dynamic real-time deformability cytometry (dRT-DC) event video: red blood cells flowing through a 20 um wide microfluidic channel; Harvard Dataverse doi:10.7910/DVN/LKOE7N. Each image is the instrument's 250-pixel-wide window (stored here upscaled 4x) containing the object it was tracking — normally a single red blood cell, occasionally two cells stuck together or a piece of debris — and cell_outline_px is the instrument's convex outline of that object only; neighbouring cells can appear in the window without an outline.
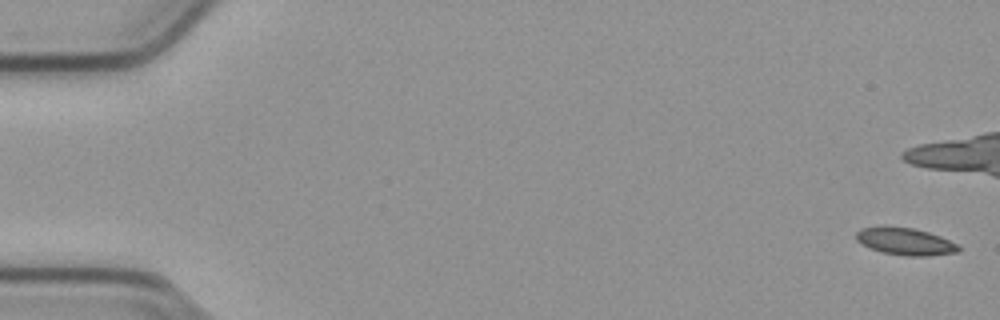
{"species": "common noctule bat (a hibernating species)", "species_latin": "Nyctalus noctula", "temperature_condition": "cold", "stored_images_in_passage": 56, "camera_frame_rate_fps": 3000, "um_per_image_px": 0.085, "animal": {"sex": "male", "body_mass_g": 23.1, "forearm_length_mm": 52.7}, "frame": {"image": 1, "passage_image": 1, "time_ms": 0.0, "image_size_px": [1000, 320], "cell_outline_px": [[960, 252], [928, 256], [908, 256], [884, 252], [872, 248], [856, 240], [856, 232], [860, 228], [884, 224], [912, 228], [928, 232], [940, 236], [956, 244], [960, 248]], "centroid_in_image_um": [76.92, 20.49], "position_along_channel_um": 8.1, "area_um2": 16.36}}